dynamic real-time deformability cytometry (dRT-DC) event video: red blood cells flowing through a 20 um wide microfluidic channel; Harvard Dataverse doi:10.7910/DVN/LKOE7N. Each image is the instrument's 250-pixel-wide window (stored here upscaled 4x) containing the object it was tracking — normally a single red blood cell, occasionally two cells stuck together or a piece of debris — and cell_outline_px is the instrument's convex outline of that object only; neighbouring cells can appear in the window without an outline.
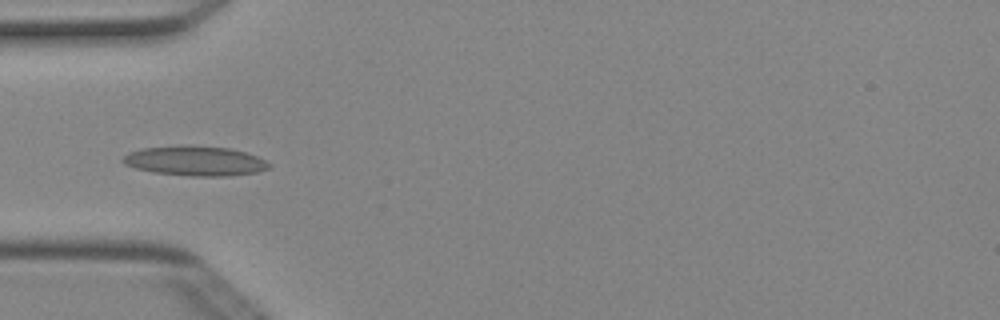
{"species": "Egyptian fruit bat (a non-hibernating species)", "species_latin": "Rousettus aegyptiacus", "temperature_condition": "cold", "stored_images_in_passage": 3, "camera_frame_rate_fps": 3000, "um_per_image_px": 0.085, "animal": {"sex": "female"}, "frame": {"image": 1, "passage_image": 3, "time_ms": 0.667, "image_size_px": [1000, 320], "cell_outline_px": [[272, 164], [268, 168], [256, 172], [228, 176], [192, 176], [152, 172], [136, 168], [124, 164], [120, 160], [128, 152], [140, 148], [180, 144], [192, 144], [232, 148], [256, 156]], "centroid_in_image_um": [16.54, 13.65], "position_along_channel_um": 68.5, "area_um2": 25.78}}